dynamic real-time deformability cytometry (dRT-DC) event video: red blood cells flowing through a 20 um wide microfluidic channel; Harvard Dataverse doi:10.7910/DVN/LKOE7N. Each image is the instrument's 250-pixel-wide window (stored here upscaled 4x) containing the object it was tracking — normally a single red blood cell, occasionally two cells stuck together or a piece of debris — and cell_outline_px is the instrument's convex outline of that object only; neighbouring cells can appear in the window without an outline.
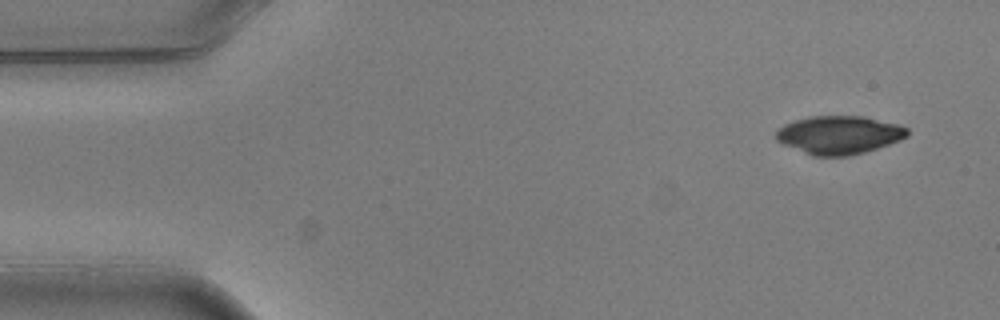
{"species": "common noctule bat (a hibernating species)", "species_latin": "Nyctalus noctula", "temperature_condition": "warm", "stored_images_in_passage": 4, "segment_of_instrument_passage": [1, 2], "camera_frame_rate_fps": 3000, "um_per_image_px": 0.085, "animal": {"sex": "male", "body_mass_g": 20.5, "forearm_length_mm": 52.5}, "frame": {"image": 1, "passage_image": 1, "time_ms": 0.0, "image_size_px": [1000, 320], "cell_outline_px": [[908, 136], [900, 140], [864, 152], [848, 156], [812, 156], [784, 144], [776, 140], [776, 132], [784, 124], [808, 116], [864, 116], [900, 124], [908, 128]], "centroid_in_image_um": [71.34, 11.46], "position_along_channel_um": 13.7, "area_um2": 29.25}}